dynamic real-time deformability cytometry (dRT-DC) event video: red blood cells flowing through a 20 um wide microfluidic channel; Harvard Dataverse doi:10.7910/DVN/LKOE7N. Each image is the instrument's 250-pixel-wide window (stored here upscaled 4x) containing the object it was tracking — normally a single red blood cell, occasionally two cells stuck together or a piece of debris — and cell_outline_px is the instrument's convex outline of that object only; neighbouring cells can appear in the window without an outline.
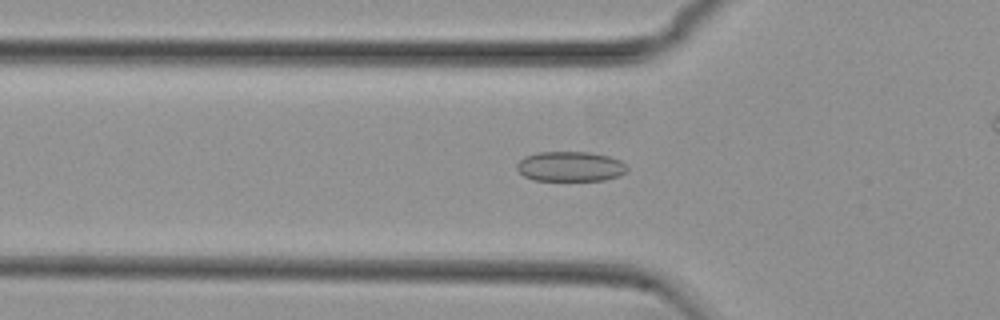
{"species": "common noctule bat (a hibernating species)", "species_latin": "Nyctalus noctula", "temperature_condition": "cold", "stored_images_in_passage": 47, "camera_frame_rate_fps": 3000, "um_per_image_px": 0.085, "animal": {"sex": "female", "body_mass_g": 29.2, "forearm_length_mm": 56.3}, "frame": {"image": 1, "passage_image": 18, "time_ms": 5.667, "image_size_px": [1000, 320], "cell_outline_px": [[628, 172], [620, 176], [604, 180], [532, 180], [524, 176], [516, 168], [516, 164], [524, 156], [540, 152], [588, 152], [608, 156], [620, 160], [628, 164]], "centroid_in_image_um": [48.51, 14.15], "position_along_channel_um": 77.3, "area_um2": 19.42}}
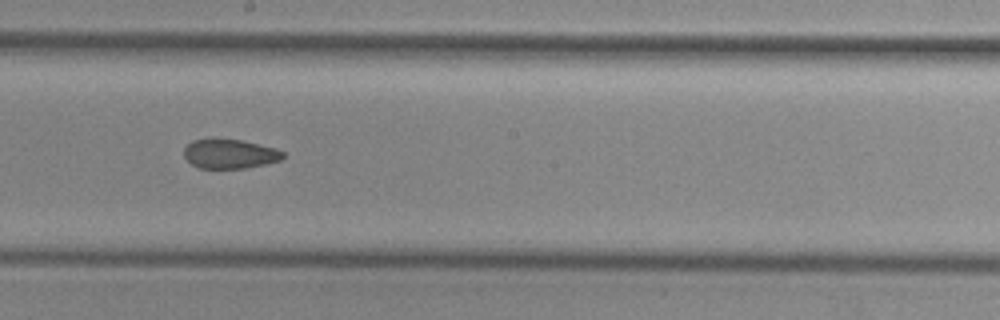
{"frame": {"image": 2, "passage_image": 30, "time_ms": 9.667, "image_size_px": [1000, 320], "cell_outline_px": [[284, 156], [280, 160], [264, 164], [244, 168], [200, 168], [192, 164], [184, 156], [184, 148], [192, 140], [212, 136], [240, 140], [276, 148], [284, 152]], "centroid_in_image_um": [19.49, 13.04], "position_along_channel_um": 228.7, "area_um2": 17.22}}
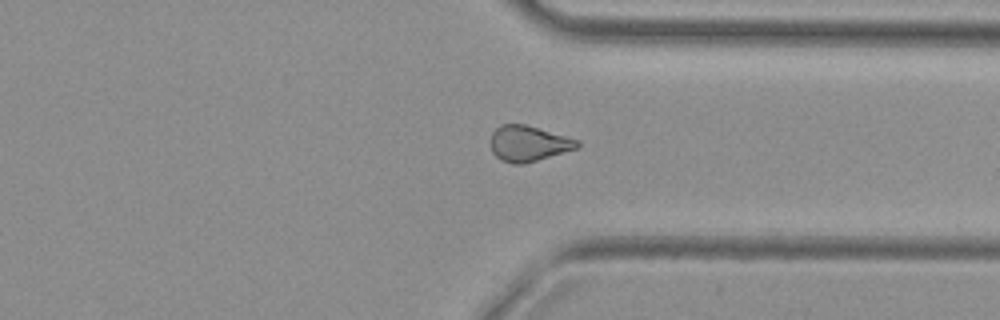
{"frame": {"image": 3, "passage_image": 41, "time_ms": 13.333, "image_size_px": [1000, 320], "cell_outline_px": [[580, 148], [524, 164], [512, 164], [500, 160], [492, 152], [492, 132], [500, 124], [524, 124], [580, 140]], "centroid_in_image_um": [44.95, 12.21], "position_along_channel_um": 366.5, "area_um2": 18.09}, "authors_computed_cell_mechanics": {"area_um2": 18.7272, "velocity_mm_per_s": 3.7697, "shape_relaxation_time_tau1_ms": null, "shape_relaxation_time_tau2_ms": 2.4486, "deformation_change_tau1": null, "deformation_change_tau2": 0.0666}}